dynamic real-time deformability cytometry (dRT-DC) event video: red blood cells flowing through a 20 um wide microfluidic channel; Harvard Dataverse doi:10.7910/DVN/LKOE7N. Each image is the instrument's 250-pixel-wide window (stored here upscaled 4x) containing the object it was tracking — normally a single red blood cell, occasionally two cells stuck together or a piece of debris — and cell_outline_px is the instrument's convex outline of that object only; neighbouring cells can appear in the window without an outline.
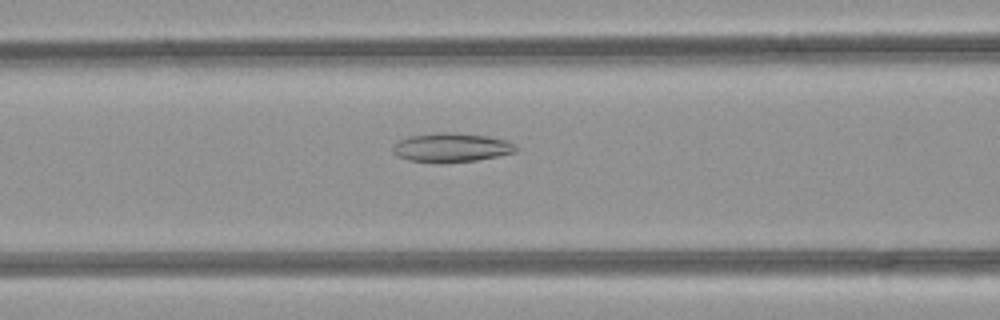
{"species": "common noctule bat (a hibernating species)", "species_latin": "Nyctalus noctula", "temperature_condition": "room temperature", "stored_images_in_passage": 37, "camera_frame_rate_fps": 3000, "um_per_image_px": 0.085, "animal": {"sex": "female", "body_mass_g": 21.9}, "frame": {"image": 1, "passage_image": 8, "time_ms": 2.333, "image_size_px": [1000, 320], "cell_outline_px": [[520, 148], [516, 152], [476, 160], [408, 160], [396, 156], [392, 152], [392, 144], [408, 136], [444, 132], [448, 132], [488, 136], [508, 140]], "centroid_in_image_um": [38.39, 12.5], "position_along_channel_um": 128.2, "area_um2": 20.17}}
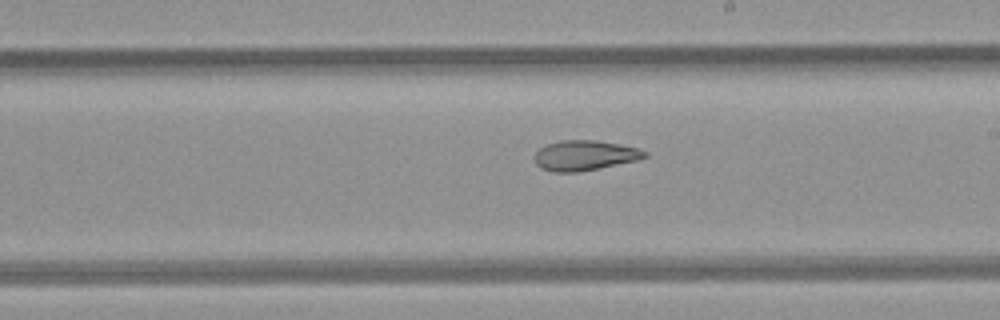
{"frame": {"image": 2, "passage_image": 16, "time_ms": 5.0, "image_size_px": [1000, 320], "cell_outline_px": [[648, 156], [640, 160], [580, 172], [552, 172], [540, 168], [536, 164], [532, 156], [540, 148], [548, 144], [560, 140], [596, 140], [620, 144], [636, 148], [648, 152]], "centroid_in_image_um": [49.69, 13.22], "position_along_channel_um": 239.3, "area_um2": 19.59}}
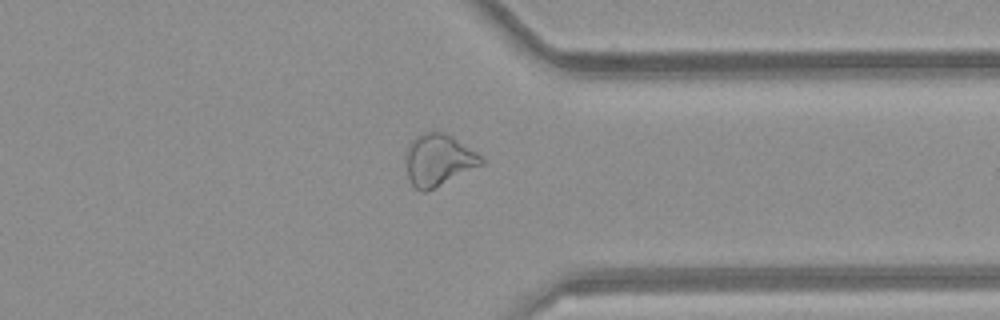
{"frame": {"image": 3, "passage_image": 26, "time_ms": 8.333, "image_size_px": [1000, 320], "cell_outline_px": [[484, 164], [424, 192], [420, 192], [412, 184], [408, 176], [404, 152], [408, 144], [416, 136], [424, 132], [444, 132], [452, 136], [476, 152], [484, 160]], "centroid_in_image_um": [37.24, 13.58], "position_along_channel_um": 374.2, "area_um2": 22.6}, "authors_computed_cell_mechanics": {"area_um2": 21.386, "velocity_mm_per_s": 4.1678, "shape_relaxation_time_tau1_ms": null, "shape_relaxation_time_tau2_ms": 4.2728, "deformation_change_tau1": null, "deformation_change_tau2": 0.1273}}